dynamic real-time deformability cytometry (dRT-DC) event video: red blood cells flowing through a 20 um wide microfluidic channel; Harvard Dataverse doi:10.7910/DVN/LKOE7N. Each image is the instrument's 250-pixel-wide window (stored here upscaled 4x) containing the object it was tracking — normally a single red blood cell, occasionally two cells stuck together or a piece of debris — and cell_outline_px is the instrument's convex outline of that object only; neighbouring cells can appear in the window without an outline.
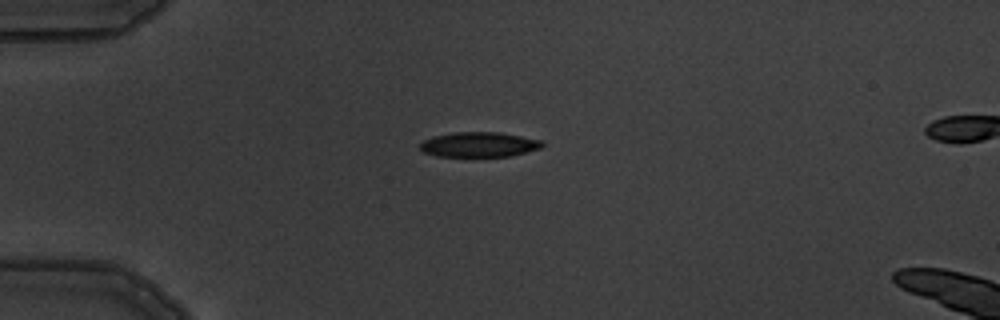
{"species": "common noctule bat (a hibernating species)", "species_latin": "Nyctalus noctula", "temperature_condition": "warm", "stored_images_in_passage": 6, "camera_frame_rate_fps": 3000, "um_per_image_px": 0.085, "animal": {"sex": "male", "body_mass_g": 19.5, "forearm_length_mm": 54.6}, "frame": {"image": 1, "passage_image": 1, "time_ms": 0.0, "image_size_px": [1000, 320], "cell_outline_px": [[544, 144], [540, 148], [512, 156], [436, 156], [424, 152], [420, 148], [420, 144], [424, 140], [432, 136], [452, 132], [500, 132], [540, 140]], "centroid_in_image_um": [40.7, 12.28], "position_along_channel_um": 44.3, "area_um2": 17.69}}
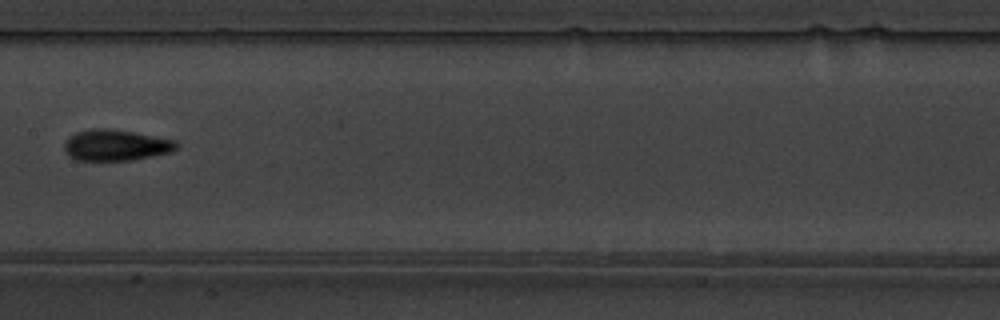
{"frame": {"image": 2, "passage_image": 5, "time_ms": 4.667, "image_size_px": [1000, 320], "cell_outline_px": [[180, 144], [172, 152], [128, 160], [76, 160], [68, 156], [64, 148], [64, 144], [68, 136], [76, 132], [92, 128], [108, 128], [132, 132], [176, 140]], "centroid_in_image_um": [9.82, 12.33], "position_along_channel_um": 197.6, "area_um2": 20.29}}
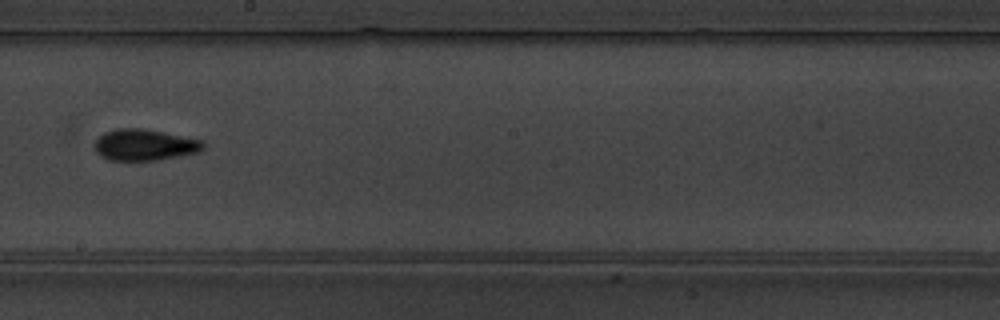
{"frame": {"image": 3, "passage_image": 6, "time_ms": 5.667, "image_size_px": [1000, 320], "cell_outline_px": [[204, 148], [200, 152], [180, 156], [156, 160], [108, 160], [100, 156], [96, 152], [96, 140], [104, 132], [116, 128], [144, 128], [204, 140]], "centroid_in_image_um": [12.32, 12.31], "position_along_channel_um": 235.9, "area_um2": 19.94}}